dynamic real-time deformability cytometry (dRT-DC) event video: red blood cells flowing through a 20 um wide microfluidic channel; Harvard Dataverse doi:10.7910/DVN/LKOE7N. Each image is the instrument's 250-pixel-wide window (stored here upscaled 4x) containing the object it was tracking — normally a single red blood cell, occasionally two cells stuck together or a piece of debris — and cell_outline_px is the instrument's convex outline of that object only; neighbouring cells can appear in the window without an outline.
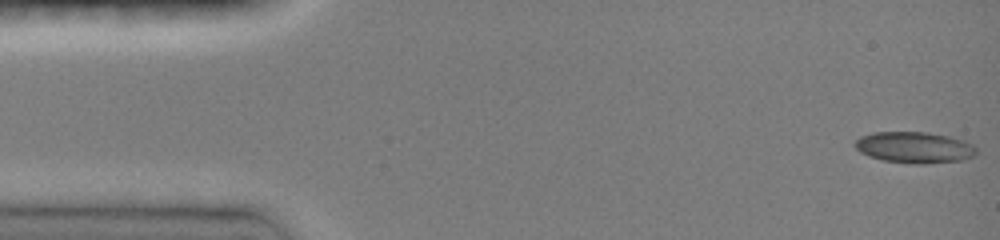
{"species": "common noctule bat (a hibernating species)", "species_latin": "Nyctalus noctula", "temperature_condition": "room temperature", "stored_images_in_passage": 46, "camera_frame_rate_fps": 3000, "um_per_image_px": 0.085, "animal": {"sex": "female", "body_mass_g": 19.0, "forearm_length_mm": 51.5}, "frame": {"image": 1, "passage_image": 1, "time_ms": 0.0, "image_size_px": [1000, 240], "cell_outline_px": [[976, 152], [972, 156], [964, 160], [924, 164], [916, 164], [884, 160], [868, 156], [860, 152], [852, 144], [860, 136], [872, 132], [928, 132], [948, 136], [964, 140], [972, 144], [976, 148]], "centroid_in_image_um": [77.71, 12.53], "position_along_channel_um": 7.3, "area_um2": 22.2}}
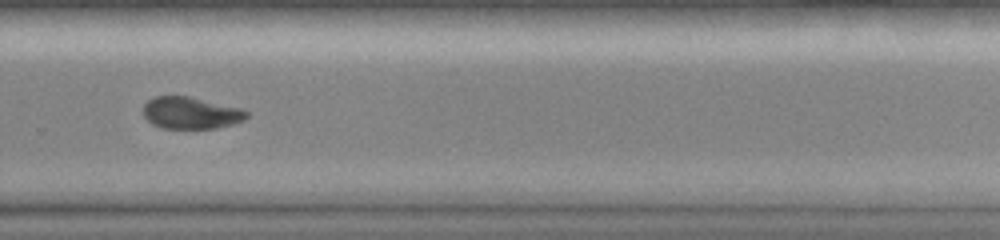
{"frame": {"image": 2, "passage_image": 32, "time_ms": 10.333, "image_size_px": [1000, 240], "cell_outline_px": [[248, 116], [244, 120], [232, 124], [216, 128], [164, 128], [152, 124], [144, 116], [144, 104], [152, 96], [188, 96], [244, 108], [248, 112]], "centroid_in_image_um": [16.24, 9.58], "position_along_channel_um": 313.6, "area_um2": 19.31}}
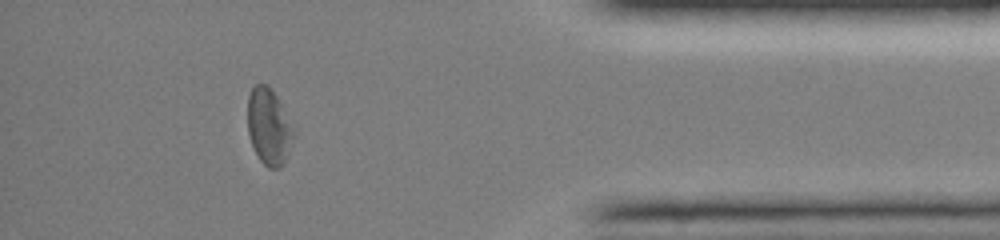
{"frame": {"image": 3, "passage_image": 41, "time_ms": 13.333, "image_size_px": [1000, 240], "cell_outline_px": [[296, 128], [288, 156], [284, 164], [280, 168], [268, 168], [260, 160], [252, 144], [248, 132], [248, 96], [252, 88], [256, 84], [268, 84], [276, 96]], "centroid_in_image_um": [22.89, 10.77], "position_along_channel_um": 412.3, "area_um2": 20.63}, "authors_computed_cell_mechanics": {"area_um2": 20.6346, "velocity_mm_per_s": 4.1183, "shape_relaxation_time_tau1_ms": 7.657, "shape_relaxation_time_tau2_ms": null, "deformation_change_tau1": 0.1683, "deformation_change_tau2": null}}